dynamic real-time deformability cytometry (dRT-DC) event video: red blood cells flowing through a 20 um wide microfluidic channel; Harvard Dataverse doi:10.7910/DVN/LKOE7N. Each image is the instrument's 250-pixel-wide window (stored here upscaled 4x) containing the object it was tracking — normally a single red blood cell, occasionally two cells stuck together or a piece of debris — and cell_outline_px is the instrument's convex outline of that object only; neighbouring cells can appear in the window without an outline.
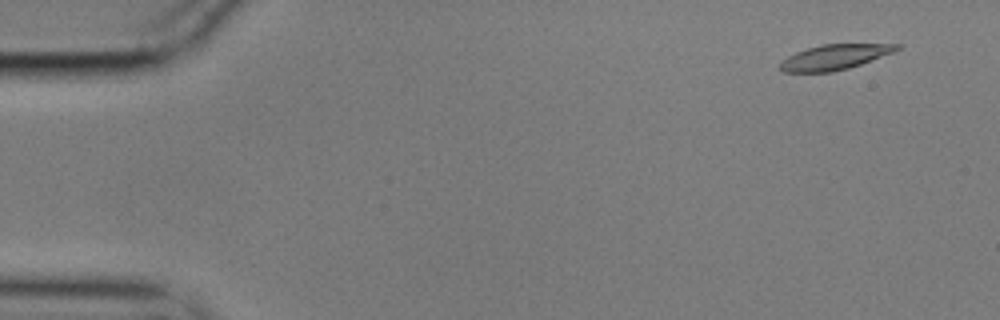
{"species": "common noctule bat (a hibernating species)", "species_latin": "Nyctalus noctula", "temperature_condition": "cold", "stored_images_in_passage": 57, "camera_frame_rate_fps": 3000, "um_per_image_px": 0.085, "animal": {"sex": "male", "body_mass_g": 17.9}, "frame": {"image": 1, "passage_image": 4, "time_ms": 1.0, "image_size_px": [1000, 320], "cell_outline_px": [[900, 48], [892, 52], [860, 64], [848, 68], [832, 72], [784, 72], [780, 68], [780, 64], [788, 56], [796, 52], [820, 44], [900, 44]], "centroid_in_image_um": [70.92, 4.85], "position_along_channel_um": 14.1, "area_um2": 16.76}}
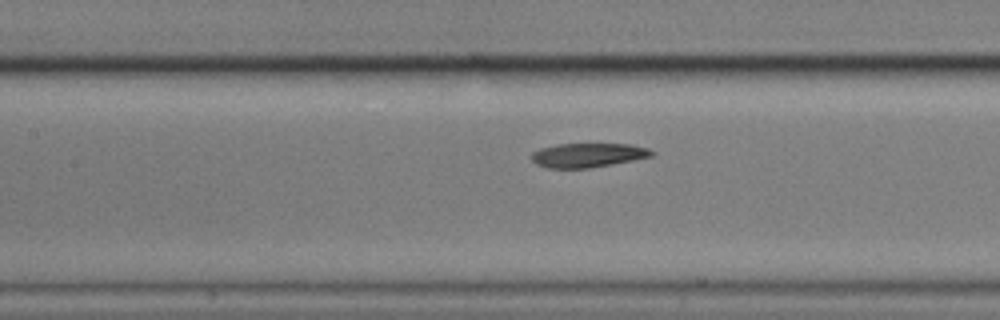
{"frame": {"image": 2, "passage_image": 26, "time_ms": 8.333, "image_size_px": [1000, 320], "cell_outline_px": [[656, 152], [652, 156], [612, 164], [588, 168], [548, 168], [536, 164], [532, 160], [532, 152], [540, 148], [556, 144], [632, 144], [648, 148]], "centroid_in_image_um": [49.97, 13.18], "position_along_channel_um": 157.4, "area_um2": 16.94}}
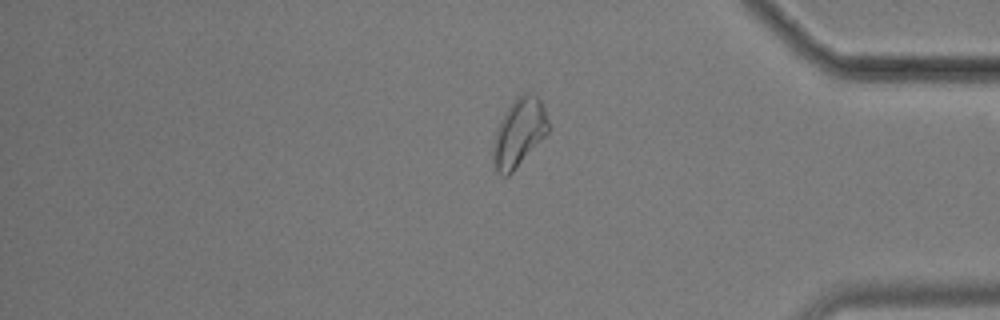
{"frame": {"image": 3, "passage_image": 48, "time_ms": 15.667, "image_size_px": [1000, 320], "cell_outline_px": [[548, 132], [516, 168], [508, 176], [500, 176], [496, 172], [492, 164], [492, 144], [500, 120], [516, 96], [524, 92], [532, 92], [540, 100], [544, 108], [548, 120]], "centroid_in_image_um": [44.08, 11.29], "position_along_channel_um": 391.1, "area_um2": 21.96}, "authors_computed_cell_mechanics": {"area_um2": 18.2648, "velocity_mm_per_s": 3.487, "shape_relaxation_time_tau1_ms": null, "shape_relaxation_time_tau2_ms": 3.0653, "deformation_change_tau1": null, "deformation_change_tau2": 0.0975}}